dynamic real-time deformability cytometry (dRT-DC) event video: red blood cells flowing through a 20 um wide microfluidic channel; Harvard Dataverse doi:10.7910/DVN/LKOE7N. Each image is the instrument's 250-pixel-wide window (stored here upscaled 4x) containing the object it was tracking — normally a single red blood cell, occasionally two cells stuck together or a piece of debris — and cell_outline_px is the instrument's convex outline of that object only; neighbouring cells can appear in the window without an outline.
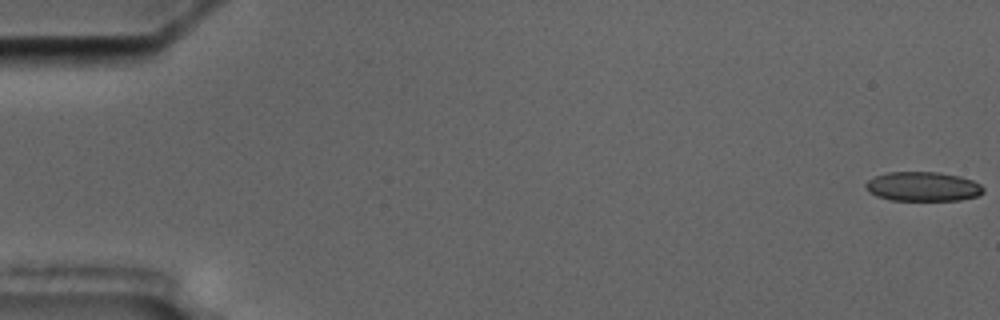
{"species": "common noctule bat (a hibernating species)", "species_latin": "Nyctalus noctula", "temperature_condition": "cold", "stored_images_in_passage": 5, "camera_frame_rate_fps": 3000, "um_per_image_px": 0.085, "animal": {"sex": "male", "body_mass_g": 17.5, "forearm_length_mm": 52.3}, "frame": {"image": 1, "passage_image": 1, "time_ms": 0.0, "image_size_px": [1000, 320], "cell_outline_px": [[984, 192], [980, 196], [960, 200], [892, 200], [876, 196], [868, 192], [864, 184], [868, 180], [876, 176], [888, 172], [940, 172], [960, 176], [972, 180], [980, 184], [984, 188]], "centroid_in_image_um": [78.47, 15.86], "position_along_channel_um": 6.5, "area_um2": 20.29}}
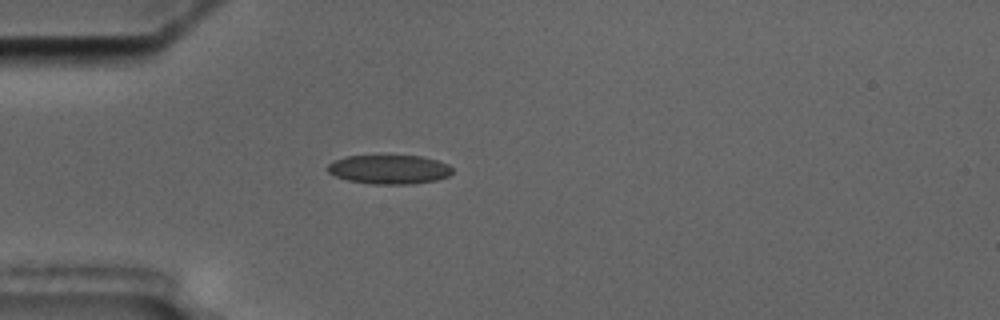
{"frame": {"image": 2, "passage_image": 5, "time_ms": 5.333, "image_size_px": [1000, 320], "cell_outline_px": [[452, 172], [448, 176], [436, 180], [408, 184], [372, 184], [348, 180], [336, 176], [328, 172], [328, 164], [332, 160], [344, 156], [420, 156], [436, 160], [448, 164], [452, 168]], "centroid_in_image_um": [33.06, 14.4], "position_along_channel_um": 51.9, "area_um2": 21.04}}